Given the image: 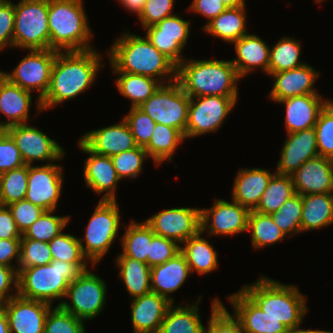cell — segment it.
Masks as SVG:
<instances>
[{"label":"cell","instance_id":"cell-1","mask_svg":"<svg viewBox=\"0 0 333 333\" xmlns=\"http://www.w3.org/2000/svg\"><path fill=\"white\" fill-rule=\"evenodd\" d=\"M97 50L57 52L50 85L41 99L43 110L70 101L92 86L105 64ZM102 63V64H101Z\"/></svg>","mask_w":333,"mask_h":333},{"label":"cell","instance_id":"cell-2","mask_svg":"<svg viewBox=\"0 0 333 333\" xmlns=\"http://www.w3.org/2000/svg\"><path fill=\"white\" fill-rule=\"evenodd\" d=\"M107 52L113 72L148 76L167 84L176 80L177 66L144 36L125 32Z\"/></svg>","mask_w":333,"mask_h":333},{"label":"cell","instance_id":"cell-3","mask_svg":"<svg viewBox=\"0 0 333 333\" xmlns=\"http://www.w3.org/2000/svg\"><path fill=\"white\" fill-rule=\"evenodd\" d=\"M241 79L231 61L184 59L176 71V81L189 97L238 96Z\"/></svg>","mask_w":333,"mask_h":333},{"label":"cell","instance_id":"cell-4","mask_svg":"<svg viewBox=\"0 0 333 333\" xmlns=\"http://www.w3.org/2000/svg\"><path fill=\"white\" fill-rule=\"evenodd\" d=\"M241 289L267 315L279 320L288 329L302 325L303 317L308 312L306 295L298 287L260 276L252 284Z\"/></svg>","mask_w":333,"mask_h":333},{"label":"cell","instance_id":"cell-5","mask_svg":"<svg viewBox=\"0 0 333 333\" xmlns=\"http://www.w3.org/2000/svg\"><path fill=\"white\" fill-rule=\"evenodd\" d=\"M48 23L51 50L68 52L94 48L90 43L94 34L83 0H49Z\"/></svg>","mask_w":333,"mask_h":333},{"label":"cell","instance_id":"cell-6","mask_svg":"<svg viewBox=\"0 0 333 333\" xmlns=\"http://www.w3.org/2000/svg\"><path fill=\"white\" fill-rule=\"evenodd\" d=\"M83 271L75 264L52 260L47 265L23 268L18 273V295L52 305L64 299L67 288Z\"/></svg>","mask_w":333,"mask_h":333},{"label":"cell","instance_id":"cell-7","mask_svg":"<svg viewBox=\"0 0 333 333\" xmlns=\"http://www.w3.org/2000/svg\"><path fill=\"white\" fill-rule=\"evenodd\" d=\"M120 219L117 201L99 200L85 228V237L79 238L83 255L90 261L92 267L110 250L118 235Z\"/></svg>","mask_w":333,"mask_h":333},{"label":"cell","instance_id":"cell-8","mask_svg":"<svg viewBox=\"0 0 333 333\" xmlns=\"http://www.w3.org/2000/svg\"><path fill=\"white\" fill-rule=\"evenodd\" d=\"M14 9L13 47L50 49L49 0H19Z\"/></svg>","mask_w":333,"mask_h":333},{"label":"cell","instance_id":"cell-9","mask_svg":"<svg viewBox=\"0 0 333 333\" xmlns=\"http://www.w3.org/2000/svg\"><path fill=\"white\" fill-rule=\"evenodd\" d=\"M190 97L175 80L161 84L139 108L155 123L178 129L185 137Z\"/></svg>","mask_w":333,"mask_h":333},{"label":"cell","instance_id":"cell-10","mask_svg":"<svg viewBox=\"0 0 333 333\" xmlns=\"http://www.w3.org/2000/svg\"><path fill=\"white\" fill-rule=\"evenodd\" d=\"M107 285L103 279L89 269L83 271L67 288L65 299L59 305L82 321L92 320L100 315L105 307Z\"/></svg>","mask_w":333,"mask_h":333},{"label":"cell","instance_id":"cell-11","mask_svg":"<svg viewBox=\"0 0 333 333\" xmlns=\"http://www.w3.org/2000/svg\"><path fill=\"white\" fill-rule=\"evenodd\" d=\"M19 64L10 73L3 72V76L10 82L20 86L22 89L33 93H39L37 96V111L44 112L41 105V99L45 96L51 78V71L58 51L51 49H30Z\"/></svg>","mask_w":333,"mask_h":333},{"label":"cell","instance_id":"cell-12","mask_svg":"<svg viewBox=\"0 0 333 333\" xmlns=\"http://www.w3.org/2000/svg\"><path fill=\"white\" fill-rule=\"evenodd\" d=\"M237 100L238 96L190 97L185 139L217 131Z\"/></svg>","mask_w":333,"mask_h":333},{"label":"cell","instance_id":"cell-13","mask_svg":"<svg viewBox=\"0 0 333 333\" xmlns=\"http://www.w3.org/2000/svg\"><path fill=\"white\" fill-rule=\"evenodd\" d=\"M5 131L13 138L26 165H32L34 161H48L47 164H52L65 156V150L57 141L27 123L10 126Z\"/></svg>","mask_w":333,"mask_h":333},{"label":"cell","instance_id":"cell-14","mask_svg":"<svg viewBox=\"0 0 333 333\" xmlns=\"http://www.w3.org/2000/svg\"><path fill=\"white\" fill-rule=\"evenodd\" d=\"M215 199L211 208L201 209V232L207 236H231L248 231L250 210L239 203Z\"/></svg>","mask_w":333,"mask_h":333},{"label":"cell","instance_id":"cell-15","mask_svg":"<svg viewBox=\"0 0 333 333\" xmlns=\"http://www.w3.org/2000/svg\"><path fill=\"white\" fill-rule=\"evenodd\" d=\"M145 222L156 235L183 244L201 231V209L169 208L149 217Z\"/></svg>","mask_w":333,"mask_h":333},{"label":"cell","instance_id":"cell-16","mask_svg":"<svg viewBox=\"0 0 333 333\" xmlns=\"http://www.w3.org/2000/svg\"><path fill=\"white\" fill-rule=\"evenodd\" d=\"M61 165H28V185L25 198L45 211L56 210L61 196L63 170Z\"/></svg>","mask_w":333,"mask_h":333},{"label":"cell","instance_id":"cell-17","mask_svg":"<svg viewBox=\"0 0 333 333\" xmlns=\"http://www.w3.org/2000/svg\"><path fill=\"white\" fill-rule=\"evenodd\" d=\"M190 21L174 14L145 28L149 41L176 66L185 58L182 51L190 36Z\"/></svg>","mask_w":333,"mask_h":333},{"label":"cell","instance_id":"cell-18","mask_svg":"<svg viewBox=\"0 0 333 333\" xmlns=\"http://www.w3.org/2000/svg\"><path fill=\"white\" fill-rule=\"evenodd\" d=\"M52 307L47 302L19 295L2 306L8 318L10 333H44L45 320Z\"/></svg>","mask_w":333,"mask_h":333},{"label":"cell","instance_id":"cell-19","mask_svg":"<svg viewBox=\"0 0 333 333\" xmlns=\"http://www.w3.org/2000/svg\"><path fill=\"white\" fill-rule=\"evenodd\" d=\"M81 151L90 156L84 162V180L86 186L97 194L105 193L100 200L116 201V187L118 176L111 157L97 154L91 151L81 140L78 141Z\"/></svg>","mask_w":333,"mask_h":333},{"label":"cell","instance_id":"cell-20","mask_svg":"<svg viewBox=\"0 0 333 333\" xmlns=\"http://www.w3.org/2000/svg\"><path fill=\"white\" fill-rule=\"evenodd\" d=\"M228 301L245 333H287L283 323L263 312L242 289L229 295Z\"/></svg>","mask_w":333,"mask_h":333},{"label":"cell","instance_id":"cell-21","mask_svg":"<svg viewBox=\"0 0 333 333\" xmlns=\"http://www.w3.org/2000/svg\"><path fill=\"white\" fill-rule=\"evenodd\" d=\"M319 156L314 127L287 133L275 173L294 174L307 160Z\"/></svg>","mask_w":333,"mask_h":333},{"label":"cell","instance_id":"cell-22","mask_svg":"<svg viewBox=\"0 0 333 333\" xmlns=\"http://www.w3.org/2000/svg\"><path fill=\"white\" fill-rule=\"evenodd\" d=\"M295 193H333V159L318 156L307 160L291 175Z\"/></svg>","mask_w":333,"mask_h":333},{"label":"cell","instance_id":"cell-23","mask_svg":"<svg viewBox=\"0 0 333 333\" xmlns=\"http://www.w3.org/2000/svg\"><path fill=\"white\" fill-rule=\"evenodd\" d=\"M80 140L91 151L108 157L138 146L124 119L120 123L86 132Z\"/></svg>","mask_w":333,"mask_h":333},{"label":"cell","instance_id":"cell-24","mask_svg":"<svg viewBox=\"0 0 333 333\" xmlns=\"http://www.w3.org/2000/svg\"><path fill=\"white\" fill-rule=\"evenodd\" d=\"M270 77H273L274 84L269 97L274 102L305 94H318L313 85L320 77V73L308 64L272 73Z\"/></svg>","mask_w":333,"mask_h":333},{"label":"cell","instance_id":"cell-25","mask_svg":"<svg viewBox=\"0 0 333 333\" xmlns=\"http://www.w3.org/2000/svg\"><path fill=\"white\" fill-rule=\"evenodd\" d=\"M322 99L319 94H305L278 101L286 108V132L293 133L314 127L320 112L331 101Z\"/></svg>","mask_w":333,"mask_h":333},{"label":"cell","instance_id":"cell-26","mask_svg":"<svg viewBox=\"0 0 333 333\" xmlns=\"http://www.w3.org/2000/svg\"><path fill=\"white\" fill-rule=\"evenodd\" d=\"M173 303L155 292L131 299V320L134 333H158Z\"/></svg>","mask_w":333,"mask_h":333},{"label":"cell","instance_id":"cell-27","mask_svg":"<svg viewBox=\"0 0 333 333\" xmlns=\"http://www.w3.org/2000/svg\"><path fill=\"white\" fill-rule=\"evenodd\" d=\"M31 93L1 76L0 113H3L8 120L0 122V130L29 121V110L33 100Z\"/></svg>","mask_w":333,"mask_h":333},{"label":"cell","instance_id":"cell-28","mask_svg":"<svg viewBox=\"0 0 333 333\" xmlns=\"http://www.w3.org/2000/svg\"><path fill=\"white\" fill-rule=\"evenodd\" d=\"M191 273L185 255L180 251L167 262L151 267V291L174 304L171 293L178 291Z\"/></svg>","mask_w":333,"mask_h":333},{"label":"cell","instance_id":"cell-29","mask_svg":"<svg viewBox=\"0 0 333 333\" xmlns=\"http://www.w3.org/2000/svg\"><path fill=\"white\" fill-rule=\"evenodd\" d=\"M233 44L237 58L231 62L240 78L247 76L258 67L269 75L270 47L260 36L247 33Z\"/></svg>","mask_w":333,"mask_h":333},{"label":"cell","instance_id":"cell-30","mask_svg":"<svg viewBox=\"0 0 333 333\" xmlns=\"http://www.w3.org/2000/svg\"><path fill=\"white\" fill-rule=\"evenodd\" d=\"M274 174L264 168L239 169L234 179L232 200L254 210Z\"/></svg>","mask_w":333,"mask_h":333},{"label":"cell","instance_id":"cell-31","mask_svg":"<svg viewBox=\"0 0 333 333\" xmlns=\"http://www.w3.org/2000/svg\"><path fill=\"white\" fill-rule=\"evenodd\" d=\"M333 224V193L302 195L301 232Z\"/></svg>","mask_w":333,"mask_h":333},{"label":"cell","instance_id":"cell-32","mask_svg":"<svg viewBox=\"0 0 333 333\" xmlns=\"http://www.w3.org/2000/svg\"><path fill=\"white\" fill-rule=\"evenodd\" d=\"M246 5L227 8L218 17L203 26V30L213 37L234 43L247 34Z\"/></svg>","mask_w":333,"mask_h":333},{"label":"cell","instance_id":"cell-33","mask_svg":"<svg viewBox=\"0 0 333 333\" xmlns=\"http://www.w3.org/2000/svg\"><path fill=\"white\" fill-rule=\"evenodd\" d=\"M115 261L119 269V277L123 279V284H125L130 294V299L141 297L151 292V267L147 263L122 254H119Z\"/></svg>","mask_w":333,"mask_h":333},{"label":"cell","instance_id":"cell-34","mask_svg":"<svg viewBox=\"0 0 333 333\" xmlns=\"http://www.w3.org/2000/svg\"><path fill=\"white\" fill-rule=\"evenodd\" d=\"M202 297L198 296L196 303L186 306L169 307L158 333H202L203 324L199 315L198 304Z\"/></svg>","mask_w":333,"mask_h":333},{"label":"cell","instance_id":"cell-35","mask_svg":"<svg viewBox=\"0 0 333 333\" xmlns=\"http://www.w3.org/2000/svg\"><path fill=\"white\" fill-rule=\"evenodd\" d=\"M202 234L200 231L190 237L180 248L186 257L191 273L197 272L199 275L211 273L218 267L217 252L206 238L201 237Z\"/></svg>","mask_w":333,"mask_h":333},{"label":"cell","instance_id":"cell-36","mask_svg":"<svg viewBox=\"0 0 333 333\" xmlns=\"http://www.w3.org/2000/svg\"><path fill=\"white\" fill-rule=\"evenodd\" d=\"M184 140V135L178 129L156 123L152 137L144 149L156 166H159L162 162L173 160L172 156L178 145Z\"/></svg>","mask_w":333,"mask_h":333},{"label":"cell","instance_id":"cell-37","mask_svg":"<svg viewBox=\"0 0 333 333\" xmlns=\"http://www.w3.org/2000/svg\"><path fill=\"white\" fill-rule=\"evenodd\" d=\"M112 73L119 75L115 82L120 94L130 99V108L141 106L161 85L158 80L144 75L127 72Z\"/></svg>","mask_w":333,"mask_h":333},{"label":"cell","instance_id":"cell-38","mask_svg":"<svg viewBox=\"0 0 333 333\" xmlns=\"http://www.w3.org/2000/svg\"><path fill=\"white\" fill-rule=\"evenodd\" d=\"M155 233L145 222H135L131 220L126 226L124 235H122L121 254L126 257L147 263L150 243Z\"/></svg>","mask_w":333,"mask_h":333},{"label":"cell","instance_id":"cell-39","mask_svg":"<svg viewBox=\"0 0 333 333\" xmlns=\"http://www.w3.org/2000/svg\"><path fill=\"white\" fill-rule=\"evenodd\" d=\"M294 194L292 176L275 173L271 177L254 211L271 214L277 211Z\"/></svg>","mask_w":333,"mask_h":333},{"label":"cell","instance_id":"cell-40","mask_svg":"<svg viewBox=\"0 0 333 333\" xmlns=\"http://www.w3.org/2000/svg\"><path fill=\"white\" fill-rule=\"evenodd\" d=\"M248 231L252 234V246L262 249L285 240L287 235L275 224L271 214H263L251 210L248 217Z\"/></svg>","mask_w":333,"mask_h":333},{"label":"cell","instance_id":"cell-41","mask_svg":"<svg viewBox=\"0 0 333 333\" xmlns=\"http://www.w3.org/2000/svg\"><path fill=\"white\" fill-rule=\"evenodd\" d=\"M301 43L294 38L282 37L270 47L269 76L285 70L295 69L305 65L300 61Z\"/></svg>","mask_w":333,"mask_h":333},{"label":"cell","instance_id":"cell-42","mask_svg":"<svg viewBox=\"0 0 333 333\" xmlns=\"http://www.w3.org/2000/svg\"><path fill=\"white\" fill-rule=\"evenodd\" d=\"M49 248L53 260L75 263L82 271L88 269V259L83 255L79 238L74 235L62 231L49 242Z\"/></svg>","mask_w":333,"mask_h":333},{"label":"cell","instance_id":"cell-43","mask_svg":"<svg viewBox=\"0 0 333 333\" xmlns=\"http://www.w3.org/2000/svg\"><path fill=\"white\" fill-rule=\"evenodd\" d=\"M56 210L44 211L40 217L28 227L21 238H30L49 243L58 236L70 221V216L53 215Z\"/></svg>","mask_w":333,"mask_h":333},{"label":"cell","instance_id":"cell-44","mask_svg":"<svg viewBox=\"0 0 333 333\" xmlns=\"http://www.w3.org/2000/svg\"><path fill=\"white\" fill-rule=\"evenodd\" d=\"M28 185V165L0 174V203L7 206L23 200Z\"/></svg>","mask_w":333,"mask_h":333},{"label":"cell","instance_id":"cell-45","mask_svg":"<svg viewBox=\"0 0 333 333\" xmlns=\"http://www.w3.org/2000/svg\"><path fill=\"white\" fill-rule=\"evenodd\" d=\"M275 224L287 235L301 232L302 195L295 193L277 211L271 213Z\"/></svg>","mask_w":333,"mask_h":333},{"label":"cell","instance_id":"cell-46","mask_svg":"<svg viewBox=\"0 0 333 333\" xmlns=\"http://www.w3.org/2000/svg\"><path fill=\"white\" fill-rule=\"evenodd\" d=\"M149 158L144 147L137 146L131 150L123 151L111 157L113 166L120 177L137 178L143 172V164Z\"/></svg>","mask_w":333,"mask_h":333},{"label":"cell","instance_id":"cell-47","mask_svg":"<svg viewBox=\"0 0 333 333\" xmlns=\"http://www.w3.org/2000/svg\"><path fill=\"white\" fill-rule=\"evenodd\" d=\"M49 243L21 238L18 273L23 268L47 265L52 261Z\"/></svg>","mask_w":333,"mask_h":333},{"label":"cell","instance_id":"cell-48","mask_svg":"<svg viewBox=\"0 0 333 333\" xmlns=\"http://www.w3.org/2000/svg\"><path fill=\"white\" fill-rule=\"evenodd\" d=\"M208 327L202 333H245L240 322L231 315L220 299L214 298Z\"/></svg>","mask_w":333,"mask_h":333},{"label":"cell","instance_id":"cell-49","mask_svg":"<svg viewBox=\"0 0 333 333\" xmlns=\"http://www.w3.org/2000/svg\"><path fill=\"white\" fill-rule=\"evenodd\" d=\"M84 326V321L63 310L60 306H55L47 314L44 333H85Z\"/></svg>","mask_w":333,"mask_h":333},{"label":"cell","instance_id":"cell-50","mask_svg":"<svg viewBox=\"0 0 333 333\" xmlns=\"http://www.w3.org/2000/svg\"><path fill=\"white\" fill-rule=\"evenodd\" d=\"M314 129L319 156L333 159V100L320 112Z\"/></svg>","mask_w":333,"mask_h":333},{"label":"cell","instance_id":"cell-51","mask_svg":"<svg viewBox=\"0 0 333 333\" xmlns=\"http://www.w3.org/2000/svg\"><path fill=\"white\" fill-rule=\"evenodd\" d=\"M123 119L128 124L136 144L145 147L152 137L156 124L154 120L139 107L130 108L129 113Z\"/></svg>","mask_w":333,"mask_h":333},{"label":"cell","instance_id":"cell-52","mask_svg":"<svg viewBox=\"0 0 333 333\" xmlns=\"http://www.w3.org/2000/svg\"><path fill=\"white\" fill-rule=\"evenodd\" d=\"M180 248L176 241L155 234L150 243L147 264L150 267L161 265L178 254Z\"/></svg>","mask_w":333,"mask_h":333},{"label":"cell","instance_id":"cell-53","mask_svg":"<svg viewBox=\"0 0 333 333\" xmlns=\"http://www.w3.org/2000/svg\"><path fill=\"white\" fill-rule=\"evenodd\" d=\"M175 0H147L137 19L143 29L156 25L166 17L174 15Z\"/></svg>","mask_w":333,"mask_h":333},{"label":"cell","instance_id":"cell-54","mask_svg":"<svg viewBox=\"0 0 333 333\" xmlns=\"http://www.w3.org/2000/svg\"><path fill=\"white\" fill-rule=\"evenodd\" d=\"M25 165L13 138L0 130V174Z\"/></svg>","mask_w":333,"mask_h":333},{"label":"cell","instance_id":"cell-55","mask_svg":"<svg viewBox=\"0 0 333 333\" xmlns=\"http://www.w3.org/2000/svg\"><path fill=\"white\" fill-rule=\"evenodd\" d=\"M7 206L21 234H23L45 211L40 206L34 205L26 199L13 202Z\"/></svg>","mask_w":333,"mask_h":333},{"label":"cell","instance_id":"cell-56","mask_svg":"<svg viewBox=\"0 0 333 333\" xmlns=\"http://www.w3.org/2000/svg\"><path fill=\"white\" fill-rule=\"evenodd\" d=\"M14 24V3L10 0L0 1V51L7 46L13 48Z\"/></svg>","mask_w":333,"mask_h":333},{"label":"cell","instance_id":"cell-57","mask_svg":"<svg viewBox=\"0 0 333 333\" xmlns=\"http://www.w3.org/2000/svg\"><path fill=\"white\" fill-rule=\"evenodd\" d=\"M14 285V288H12ZM14 294H10V289ZM18 295V272L12 268L0 264V301L4 304Z\"/></svg>","mask_w":333,"mask_h":333},{"label":"cell","instance_id":"cell-58","mask_svg":"<svg viewBox=\"0 0 333 333\" xmlns=\"http://www.w3.org/2000/svg\"><path fill=\"white\" fill-rule=\"evenodd\" d=\"M21 238L0 239V264L14 268L18 272V267L11 262L16 259L19 266Z\"/></svg>","mask_w":333,"mask_h":333},{"label":"cell","instance_id":"cell-59","mask_svg":"<svg viewBox=\"0 0 333 333\" xmlns=\"http://www.w3.org/2000/svg\"><path fill=\"white\" fill-rule=\"evenodd\" d=\"M226 9L227 7L220 0H193L189 7L190 12L205 16L208 19L207 23Z\"/></svg>","mask_w":333,"mask_h":333},{"label":"cell","instance_id":"cell-60","mask_svg":"<svg viewBox=\"0 0 333 333\" xmlns=\"http://www.w3.org/2000/svg\"><path fill=\"white\" fill-rule=\"evenodd\" d=\"M8 206L0 205V239L21 238Z\"/></svg>","mask_w":333,"mask_h":333},{"label":"cell","instance_id":"cell-61","mask_svg":"<svg viewBox=\"0 0 333 333\" xmlns=\"http://www.w3.org/2000/svg\"><path fill=\"white\" fill-rule=\"evenodd\" d=\"M130 12H133L138 17L147 0H117Z\"/></svg>","mask_w":333,"mask_h":333},{"label":"cell","instance_id":"cell-62","mask_svg":"<svg viewBox=\"0 0 333 333\" xmlns=\"http://www.w3.org/2000/svg\"><path fill=\"white\" fill-rule=\"evenodd\" d=\"M0 333H10L8 318L3 308L0 309Z\"/></svg>","mask_w":333,"mask_h":333},{"label":"cell","instance_id":"cell-63","mask_svg":"<svg viewBox=\"0 0 333 333\" xmlns=\"http://www.w3.org/2000/svg\"><path fill=\"white\" fill-rule=\"evenodd\" d=\"M287 333H333L332 331H326V330H313V329H308V330H304L301 328V325L298 327H294L291 329L287 330Z\"/></svg>","mask_w":333,"mask_h":333},{"label":"cell","instance_id":"cell-64","mask_svg":"<svg viewBox=\"0 0 333 333\" xmlns=\"http://www.w3.org/2000/svg\"><path fill=\"white\" fill-rule=\"evenodd\" d=\"M227 8H237L245 5V0H220Z\"/></svg>","mask_w":333,"mask_h":333},{"label":"cell","instance_id":"cell-65","mask_svg":"<svg viewBox=\"0 0 333 333\" xmlns=\"http://www.w3.org/2000/svg\"><path fill=\"white\" fill-rule=\"evenodd\" d=\"M323 1H325V0H315V3H319L320 4V2H323Z\"/></svg>","mask_w":333,"mask_h":333},{"label":"cell","instance_id":"cell-66","mask_svg":"<svg viewBox=\"0 0 333 333\" xmlns=\"http://www.w3.org/2000/svg\"><path fill=\"white\" fill-rule=\"evenodd\" d=\"M2 306H3V303L0 301V309L2 308Z\"/></svg>","mask_w":333,"mask_h":333},{"label":"cell","instance_id":"cell-67","mask_svg":"<svg viewBox=\"0 0 333 333\" xmlns=\"http://www.w3.org/2000/svg\"><path fill=\"white\" fill-rule=\"evenodd\" d=\"M2 75H3V71H0V78H1Z\"/></svg>","mask_w":333,"mask_h":333}]
</instances>
